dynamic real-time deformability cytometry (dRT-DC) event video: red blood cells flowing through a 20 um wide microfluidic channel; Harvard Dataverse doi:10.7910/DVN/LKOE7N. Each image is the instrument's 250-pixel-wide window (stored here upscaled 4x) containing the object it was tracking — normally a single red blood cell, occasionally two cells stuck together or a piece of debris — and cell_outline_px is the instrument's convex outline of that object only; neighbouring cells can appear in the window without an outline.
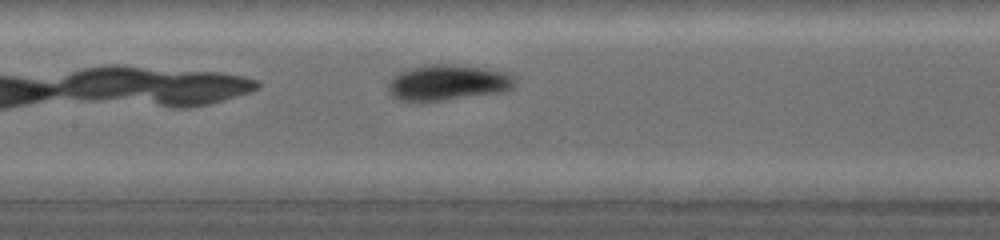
{"species": "common noctule bat (a hibernating species)", "species_latin": "Nyctalus noctula", "temperature_condition": "warm", "stored_images_in_passage": 35, "camera_frame_rate_fps": 5000, "um_per_image_px": 0.085, "animal": {"sex": "female", "body_mass_g": 19.0, "forearm_length_mm": 53.3}, "frame": {"image": 1, "passage_image": 16, "time_ms": 3.2, "image_size_px": [1000, 240], "cell_outline_px": [[516, 84], [512, 88], [504, 92], [440, 100], [400, 100], [392, 96], [388, 92], [388, 84], [400, 72], [424, 64], [452, 64], [508, 72], [516, 80]], "centroid_in_image_um": [38.1, 7.01], "position_along_channel_um": 169.3, "area_um2": 25.95}}